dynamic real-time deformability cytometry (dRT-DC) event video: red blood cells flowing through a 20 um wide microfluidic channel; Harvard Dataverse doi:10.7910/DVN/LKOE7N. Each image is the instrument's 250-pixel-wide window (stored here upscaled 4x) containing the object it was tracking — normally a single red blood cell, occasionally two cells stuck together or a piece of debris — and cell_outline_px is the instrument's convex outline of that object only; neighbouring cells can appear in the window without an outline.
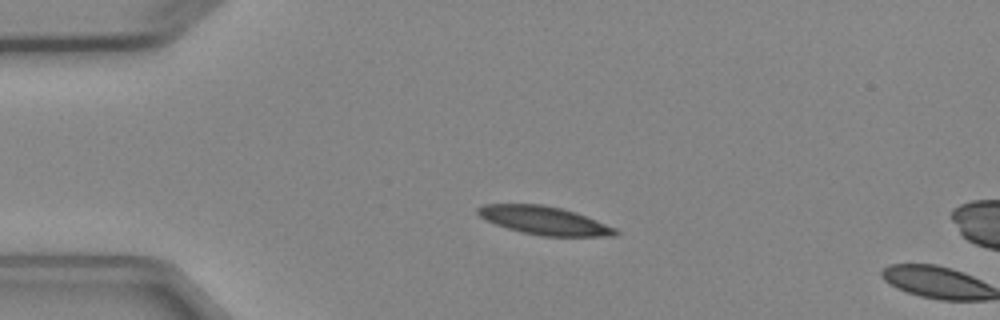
{"species": "Egyptian fruit bat (a non-hibernating species)", "species_latin": "Rousettus aegyptiacus", "temperature_condition": "cold", "stored_images_in_passage": 4, "camera_frame_rate_fps": 3000, "um_per_image_px": 0.085, "animal": {"sex": "female"}, "frame": {"image": 1, "passage_image": 3, "time_ms": 2.333, "image_size_px": [1000, 320], "cell_outline_px": [[620, 232], [616, 236], [540, 236], [520, 232], [496, 224], [480, 216], [476, 212], [476, 208], [484, 204], [544, 204], [576, 212], [616, 228]], "centroid_in_image_um": [46.28, 18.74], "position_along_channel_um": 38.7, "area_um2": 22.66}}